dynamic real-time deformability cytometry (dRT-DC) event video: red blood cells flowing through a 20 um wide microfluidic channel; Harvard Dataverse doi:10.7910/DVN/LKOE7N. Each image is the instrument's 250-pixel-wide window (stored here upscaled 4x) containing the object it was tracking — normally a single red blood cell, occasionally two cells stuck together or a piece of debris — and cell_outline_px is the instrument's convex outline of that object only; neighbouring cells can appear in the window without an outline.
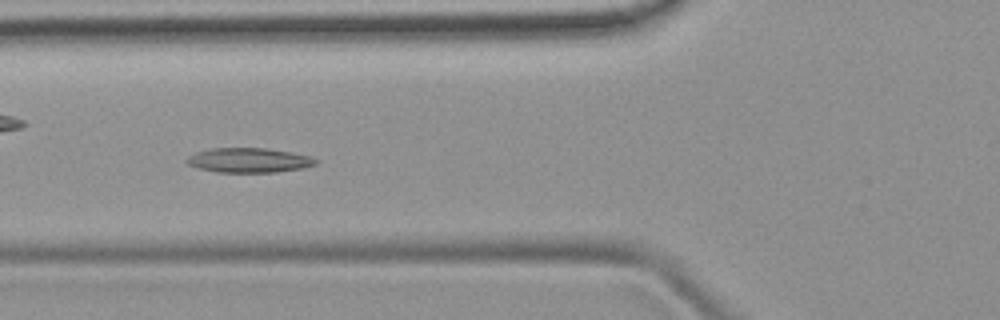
{"species": "common noctule bat (a hibernating species)", "species_latin": "Nyctalus noctula", "temperature_condition": "room temperature", "stored_images_in_passage": 6, "camera_frame_rate_fps": 3000, "um_per_image_px": 0.085, "animal": {"sex": "female", "body_mass_g": 19.9}, "frame": {"image": 1, "passage_image": 5, "time_ms": 4.333, "image_size_px": [1000, 320], "cell_outline_px": [[320, 160], [316, 164], [304, 168], [276, 172], [216, 172], [200, 168], [188, 164], [184, 160], [188, 156], [196, 152], [212, 148], [268, 148], [308, 156]], "centroid_in_image_um": [21.15, 13.62], "position_along_channel_um": 104.6, "area_um2": 18.44}}
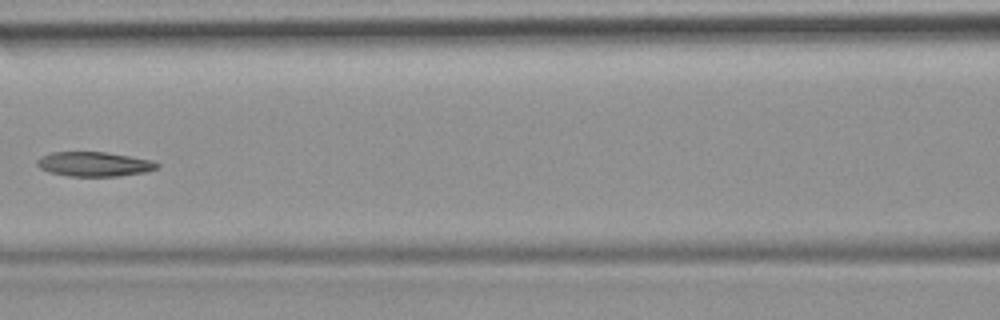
{"frame": {"image": 2, "passage_image": 6, "time_ms": 5.667, "image_size_px": [1000, 320], "cell_outline_px": [[160, 164], [156, 168], [144, 172], [116, 176], [68, 176], [48, 172], [40, 168], [36, 164], [36, 160], [40, 156], [52, 152], [104, 152], [152, 160]], "centroid_in_image_um": [7.94, 13.95], "position_along_channel_um": 158.7, "area_um2": 17.05}}